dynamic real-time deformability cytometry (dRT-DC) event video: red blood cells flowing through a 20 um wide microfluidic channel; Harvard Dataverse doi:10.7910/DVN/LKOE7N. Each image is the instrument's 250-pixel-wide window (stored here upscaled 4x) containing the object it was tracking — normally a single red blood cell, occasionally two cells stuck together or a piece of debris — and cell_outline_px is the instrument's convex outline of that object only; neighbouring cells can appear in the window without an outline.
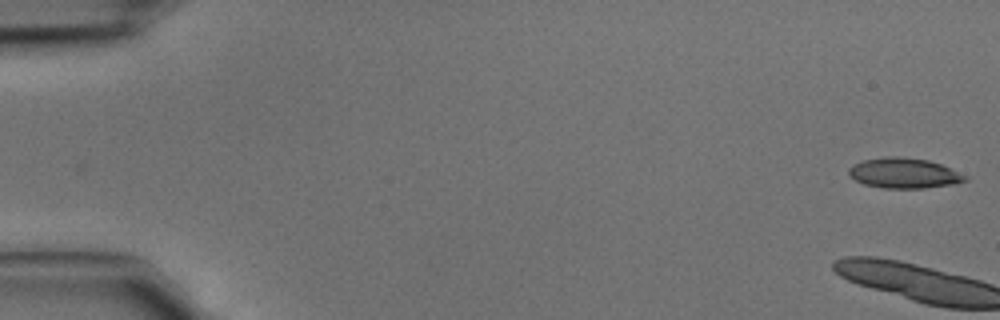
{"species": "common noctule bat (a hibernating species)", "species_latin": "Nyctalus noctula", "temperature_condition": "cold", "stored_images_in_passage": 14, "camera_frame_rate_fps": 3000, "um_per_image_px": 0.085, "animal": {"sex": "male", "body_mass_g": 15.6}, "frame": {"image": 1, "passage_image": 1, "time_ms": 0.0, "image_size_px": [1000, 320], "cell_outline_px": [[968, 180], [952, 184], [924, 188], [884, 188], [864, 184], [848, 176], [848, 168], [852, 164], [864, 160], [884, 156], [900, 156], [928, 160], [940, 164], [968, 176]], "centroid_in_image_um": [76.8, 14.71], "position_along_channel_um": 8.2, "area_um2": 20.58}}